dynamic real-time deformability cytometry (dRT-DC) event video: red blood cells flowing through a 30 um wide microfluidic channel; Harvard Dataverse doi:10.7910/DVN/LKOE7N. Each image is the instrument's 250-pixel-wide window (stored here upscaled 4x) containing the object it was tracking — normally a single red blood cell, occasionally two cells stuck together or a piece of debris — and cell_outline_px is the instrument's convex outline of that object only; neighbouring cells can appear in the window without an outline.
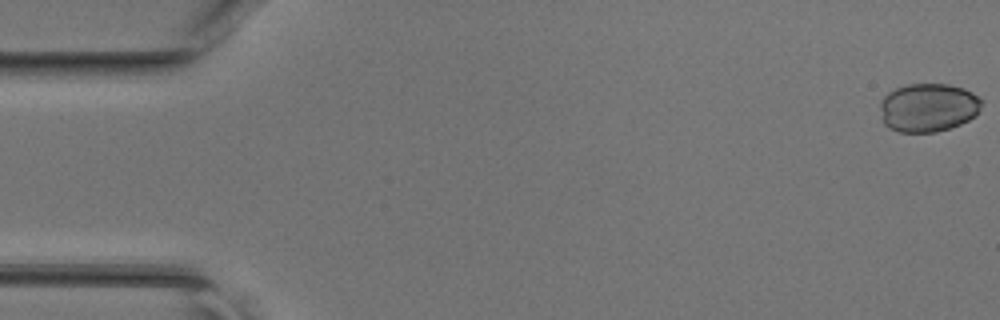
{"species": "common noctule bat (a hibernating species)", "species_latin": "Nyctalus noctula", "temperature_condition": "room temperature", "stored_images_in_passage": 47, "camera_frame_rate_fps": 3000, "um_per_image_px": 0.085, "animal": {"sex": "female", "body_mass_g": 17.0, "forearm_length_mm": 48.0}, "frame": {"image": 1, "passage_image": 1, "time_ms": 0.0, "image_size_px": [1000, 320], "cell_outline_px": [[980, 108], [968, 120], [960, 124], [936, 132], [900, 132], [888, 128], [884, 124], [880, 108], [880, 100], [888, 92], [904, 84], [948, 84], [964, 88], [972, 92], [980, 100]], "centroid_in_image_um": [78.84, 9.13], "position_along_channel_um": 6.2, "area_um2": 28.61}}
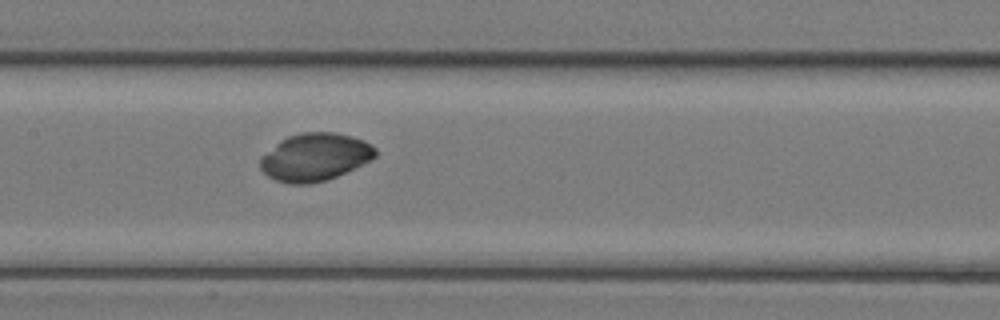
{"frame": {"image": 2, "passage_image": 23, "time_ms": 7.333, "image_size_px": [1000, 320], "cell_outline_px": [[376, 156], [328, 180], [308, 184], [288, 184], [276, 180], [268, 176], [260, 168], [260, 156], [288, 136], [304, 132], [336, 132], [352, 136], [364, 140], [372, 144], [376, 148]], "centroid_in_image_um": [26.76, 13.35], "position_along_channel_um": 180.6, "area_um2": 31.73}}
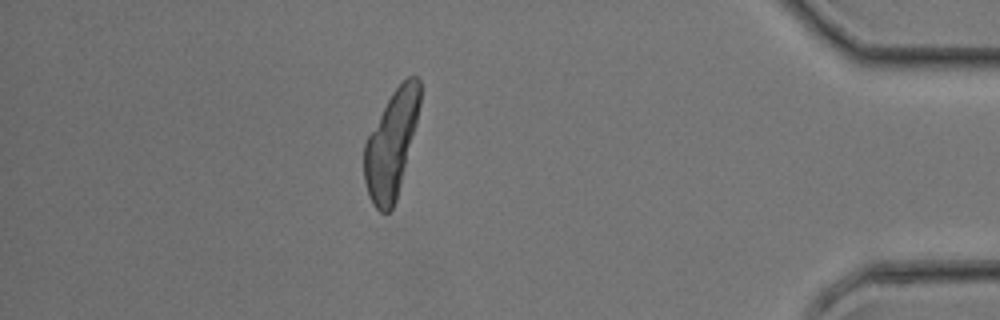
{"frame": {"image": 3, "passage_image": 41, "time_ms": 13.333, "image_size_px": [1000, 320], "cell_outline_px": [[420, 104], [416, 124], [396, 200], [392, 208], [388, 212], [380, 212], [372, 204], [368, 196], [364, 180], [364, 144], [368, 136], [392, 92], [408, 76], [416, 76], [420, 80]], "centroid_in_image_um": [33.25, 12.28], "position_along_channel_um": 401.9, "area_um2": 33.99}}